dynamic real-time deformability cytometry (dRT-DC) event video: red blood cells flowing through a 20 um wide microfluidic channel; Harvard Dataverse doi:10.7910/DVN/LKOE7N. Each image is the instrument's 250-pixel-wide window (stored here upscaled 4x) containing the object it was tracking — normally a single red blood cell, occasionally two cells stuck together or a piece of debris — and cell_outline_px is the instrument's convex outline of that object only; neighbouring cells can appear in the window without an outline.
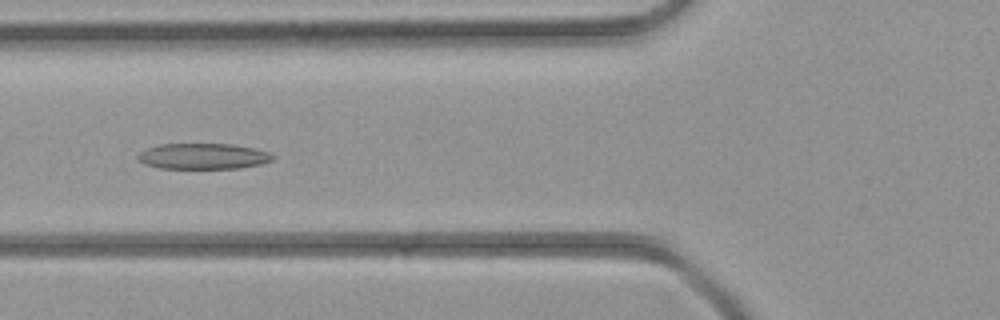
{"species": "common noctule bat (a hibernating species)", "species_latin": "Nyctalus noctula", "temperature_condition": "room temperature", "stored_images_in_passage": 43, "camera_frame_rate_fps": 3000, "um_per_image_px": 0.085, "animal": {"sex": "female", "body_mass_g": 21.9}, "frame": {"image": 1, "passage_image": 16, "time_ms": 5.0, "image_size_px": [1000, 320], "cell_outline_px": [[276, 156], [272, 160], [260, 164], [240, 168], [160, 168], [144, 164], [136, 160], [136, 156], [140, 152], [148, 148], [160, 144], [232, 144], [252, 148], [268, 152]], "centroid_in_image_um": [17.23, 13.28], "position_along_channel_um": 108.6, "area_um2": 20.23}}
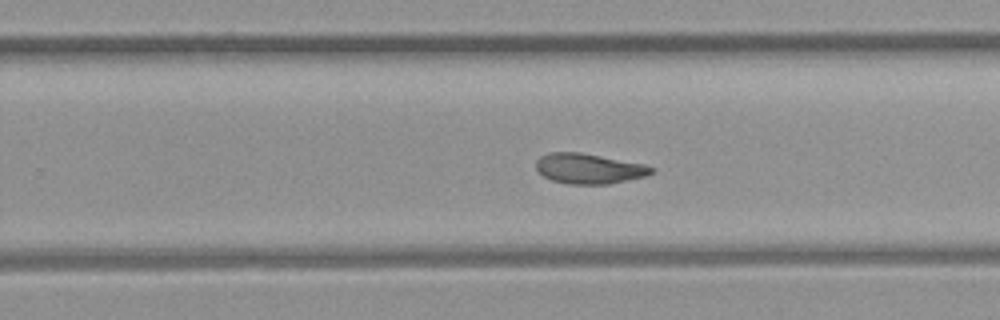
{"frame": {"image": 2, "passage_image": 27, "time_ms": 8.667, "image_size_px": [1000, 320], "cell_outline_px": [[656, 172], [648, 176], [608, 184], [568, 184], [552, 180], [544, 176], [536, 168], [536, 160], [540, 156], [548, 152], [580, 152], [644, 164], [656, 168]], "centroid_in_image_um": [50.1, 14.33], "position_along_channel_um": 279.7, "area_um2": 20.46}}
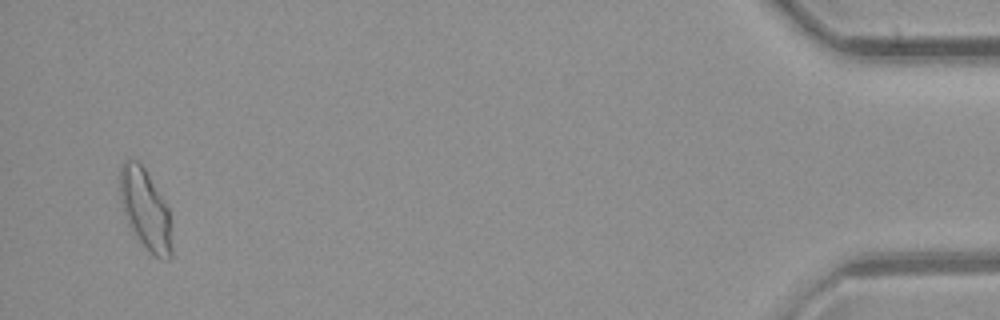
{"frame": {"image": 3, "passage_image": 42, "time_ms": 13.667, "image_size_px": [1000, 320], "cell_outline_px": [[172, 256], [168, 260], [160, 260], [152, 256], [144, 248], [128, 224], [124, 212], [120, 196], [120, 168], [124, 160], [136, 160], [144, 168], [168, 208], [172, 224]], "centroid_in_image_um": [12.39, 17.89], "position_along_channel_um": 422.8, "area_um2": 24.51}}